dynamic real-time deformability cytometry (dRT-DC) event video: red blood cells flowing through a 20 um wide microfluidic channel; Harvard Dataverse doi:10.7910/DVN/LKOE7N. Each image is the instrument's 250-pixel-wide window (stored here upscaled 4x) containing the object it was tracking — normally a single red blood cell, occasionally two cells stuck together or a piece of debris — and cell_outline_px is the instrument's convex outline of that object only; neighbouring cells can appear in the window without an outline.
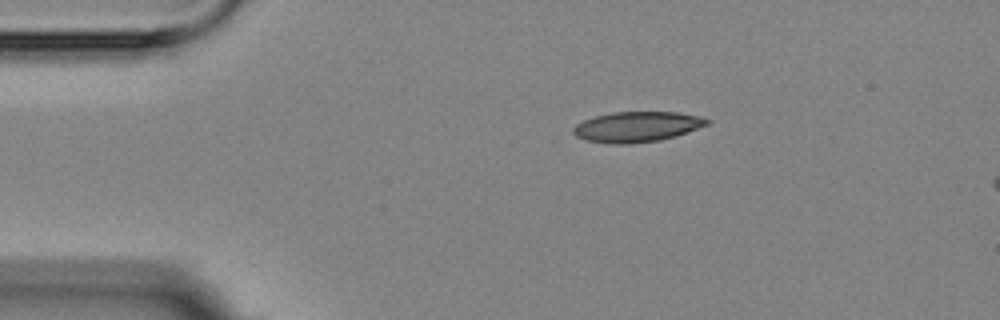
{"species": "Egyptian fruit bat (a non-hibernating species)", "species_latin": "Rousettus aegyptiacus", "temperature_condition": "room temperature", "stored_images_in_passage": 3, "segment_of_instrument_passage": [1, 2], "camera_frame_rate_fps": 3000, "um_per_image_px": 0.085, "animal": {"sex": "female"}, "frame": {"image": 1, "passage_image": 1, "time_ms": 0.0, "image_size_px": [1000, 320], "cell_outline_px": [[712, 120], [708, 124], [688, 132], [676, 136], [660, 140], [628, 144], [612, 144], [584, 140], [576, 136], [572, 132], [572, 128], [576, 124], [584, 120], [596, 116], [612, 112], [676, 112], [700, 116]], "centroid_in_image_um": [54.14, 10.78], "position_along_channel_um": 30.9, "area_um2": 23.76}}